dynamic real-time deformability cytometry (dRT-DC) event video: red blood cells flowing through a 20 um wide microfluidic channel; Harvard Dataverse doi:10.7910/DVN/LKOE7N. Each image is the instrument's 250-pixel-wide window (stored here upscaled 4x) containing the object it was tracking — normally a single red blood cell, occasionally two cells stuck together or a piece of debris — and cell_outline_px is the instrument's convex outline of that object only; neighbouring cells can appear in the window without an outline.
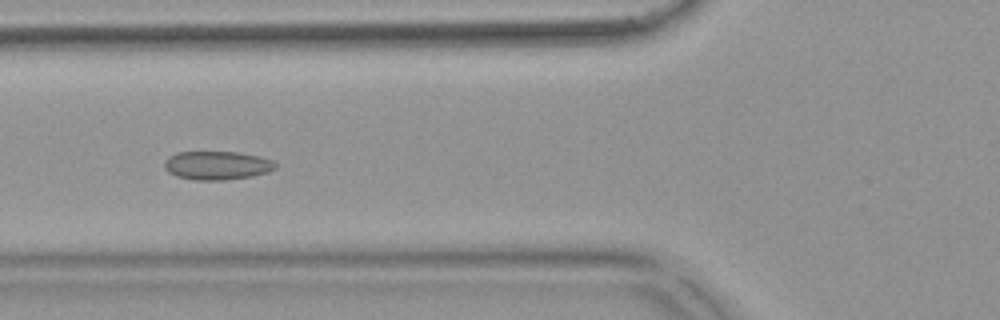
{"species": "common noctule bat (a hibernating species)", "species_latin": "Nyctalus noctula", "temperature_condition": "warm", "stored_images_in_passage": 55, "camera_frame_rate_fps": 3000, "um_per_image_px": 0.085, "animal": {"sex": "female", "body_mass_g": 18.4}, "frame": {"image": 1, "passage_image": 21, "time_ms": 6.667, "image_size_px": [1000, 320], "cell_outline_px": [[276, 168], [268, 172], [252, 176], [224, 180], [196, 180], [176, 176], [168, 172], [164, 168], [164, 160], [168, 156], [176, 152], [240, 152], [260, 156], [272, 160], [276, 164]], "centroid_in_image_um": [18.43, 14.05], "position_along_channel_um": 107.4, "area_um2": 18.67}}
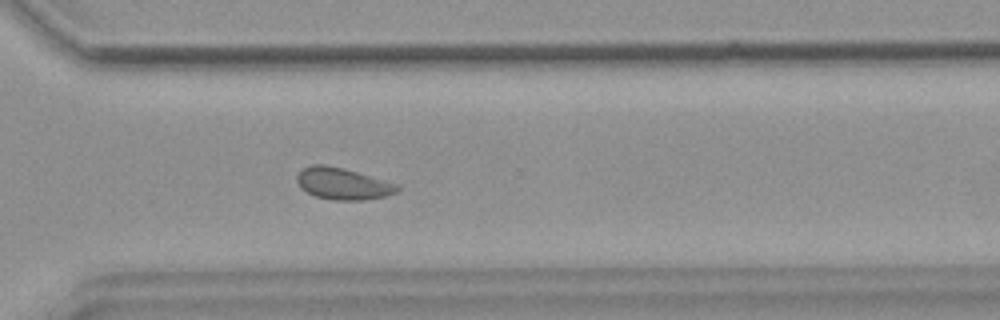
{"frame": {"image": 2, "passage_image": 40, "time_ms": 13.0, "image_size_px": [1000, 320], "cell_outline_px": [[400, 188], [396, 192], [384, 196], [364, 200], [332, 200], [316, 196], [308, 192], [296, 180], [296, 176], [304, 168], [312, 164], [324, 164], [344, 168], [400, 184]], "centroid_in_image_um": [29.18, 15.6], "position_along_channel_um": 341.4, "area_um2": 18.44}}
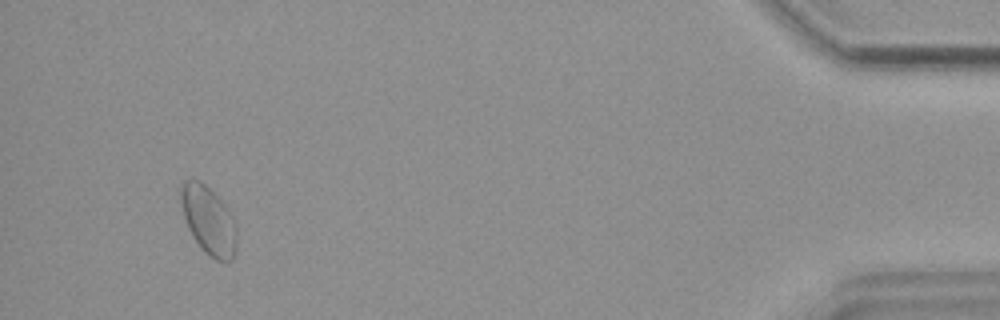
{"frame": {"image": 3, "passage_image": 52, "time_ms": 17.0, "image_size_px": [1000, 320], "cell_outline_px": [[236, 248], [232, 260], [216, 260], [204, 252], [192, 236], [188, 228], [180, 204], [176, 188], [184, 180], [200, 180], [224, 204], [232, 216], [236, 232]], "centroid_in_image_um": [17.66, 18.69], "position_along_channel_um": 417.5, "area_um2": 22.25}, "authors_computed_cell_mechanics": {"area_um2": 19.3052, "velocity_mm_per_s": 3.6908, "shape_relaxation_time_tau1_ms": null, "shape_relaxation_time_tau2_ms": 1.2653, "deformation_change_tau1": null, "deformation_change_tau2": 0.0463}}